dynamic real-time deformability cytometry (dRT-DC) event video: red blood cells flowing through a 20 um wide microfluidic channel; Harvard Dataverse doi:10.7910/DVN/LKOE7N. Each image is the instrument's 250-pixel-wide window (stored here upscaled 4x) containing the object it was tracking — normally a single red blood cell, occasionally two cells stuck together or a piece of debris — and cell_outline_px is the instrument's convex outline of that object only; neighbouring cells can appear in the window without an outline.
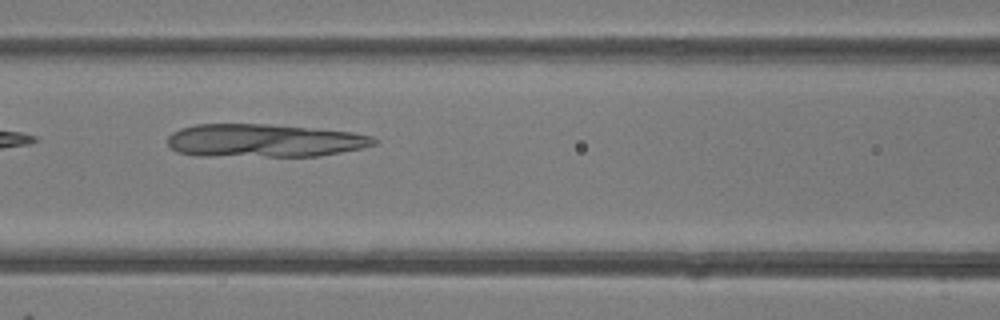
{"species": "common noctule bat (a hibernating species)", "species_latin": "Nyctalus noctula", "temperature_condition": "room temperature", "stored_images_in_passage": 6, "camera_frame_rate_fps": 3000, "um_per_image_px": 0.085, "animal": {"sex": "female"}, "frame": {"image": 1, "passage_image": 3, "time_ms": 2.333, "image_size_px": [1000, 320], "cell_outline_px": [[380, 140], [376, 144], [360, 148], [320, 156], [196, 156], [176, 152], [168, 144], [168, 136], [172, 132], [180, 128], [196, 124], [268, 124], [352, 132], [372, 136]], "centroid_in_image_um": [22.42, 11.95], "position_along_channel_um": 144.2, "area_um2": 40.0}}
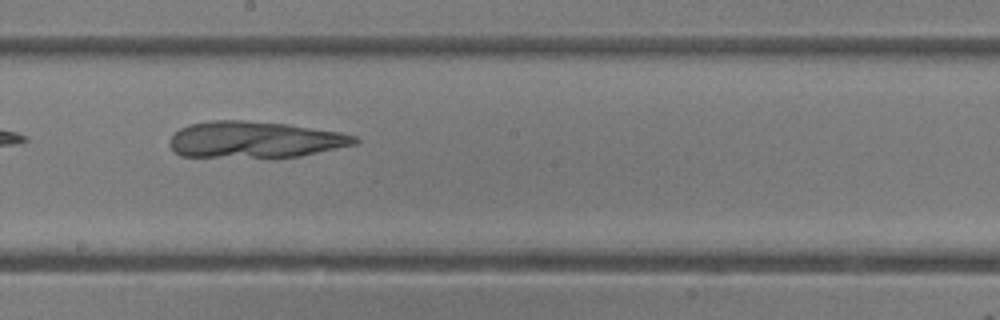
{"frame": {"image": 2, "passage_image": 5, "time_ms": 4.333, "image_size_px": [1000, 320], "cell_outline_px": [[360, 140], [356, 144], [300, 156], [180, 156], [168, 144], [168, 140], [180, 128], [188, 124], [212, 120], [244, 120], [288, 124], [340, 132], [356, 136]], "centroid_in_image_um": [21.65, 11.84], "position_along_channel_um": 226.5, "area_um2": 38.9}}
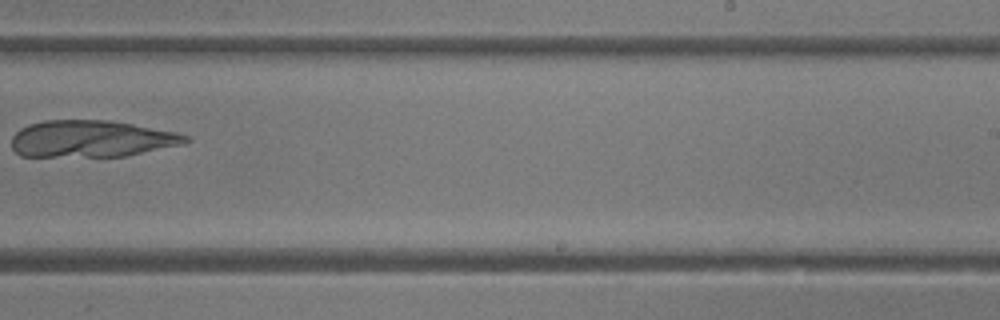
{"frame": {"image": 3, "passage_image": 6, "time_ms": 5.667, "image_size_px": [1000, 320], "cell_outline_px": [[192, 140], [180, 144], [124, 156], [20, 156], [12, 148], [12, 136], [20, 128], [28, 124], [44, 120], [108, 120], [132, 124], [176, 132], [188, 136]], "centroid_in_image_um": [7.72, 11.79], "position_along_channel_um": 281.3, "area_um2": 37.05}}